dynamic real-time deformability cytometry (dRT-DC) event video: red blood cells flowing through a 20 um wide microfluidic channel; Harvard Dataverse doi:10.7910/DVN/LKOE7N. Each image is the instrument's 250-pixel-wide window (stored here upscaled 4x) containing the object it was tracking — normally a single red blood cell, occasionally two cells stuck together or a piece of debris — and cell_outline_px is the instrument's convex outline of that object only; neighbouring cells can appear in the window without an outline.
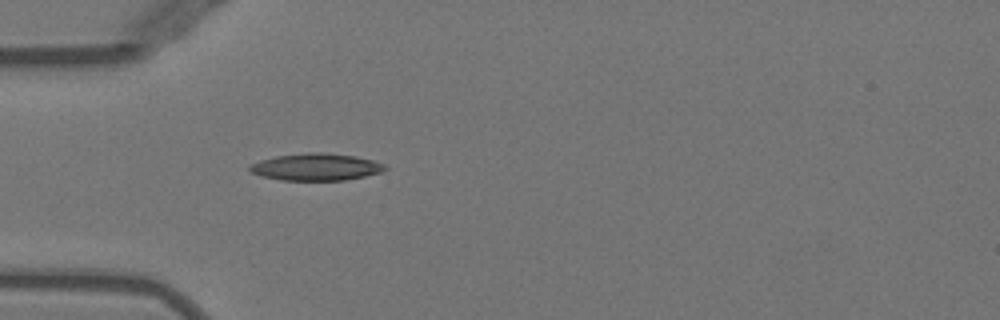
{"species": "Egyptian fruit bat (a non-hibernating species)", "species_latin": "Rousettus aegyptiacus", "temperature_condition": "warm", "stored_images_in_passage": 41, "camera_frame_rate_fps": 3000, "um_per_image_px": 0.085, "animal": {"sex": "female"}, "frame": {"image": 1, "passage_image": 6, "time_ms": 1.667, "image_size_px": [1000, 320], "cell_outline_px": [[388, 168], [384, 172], [344, 180], [280, 180], [264, 176], [252, 172], [248, 168], [248, 164], [260, 160], [276, 156], [308, 152], [320, 152], [356, 156], [372, 160], [384, 164]], "centroid_in_image_um": [26.88, 14.19], "position_along_channel_um": 58.1, "area_um2": 21.33}}
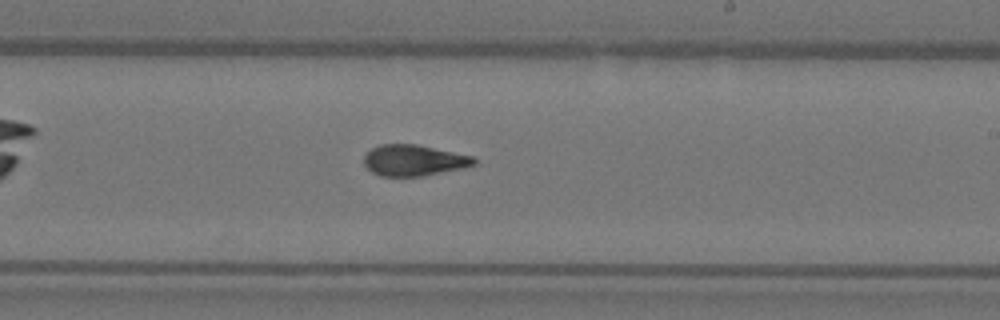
{"frame": {"image": 2, "passage_image": 21, "time_ms": 6.667, "image_size_px": [1000, 320], "cell_outline_px": [[476, 164], [460, 168], [420, 176], [380, 176], [372, 172], [364, 164], [364, 156], [372, 148], [380, 144], [416, 144], [472, 156], [476, 160]], "centroid_in_image_um": [35.13, 13.62], "position_along_channel_um": 253.9, "area_um2": 19.59}}
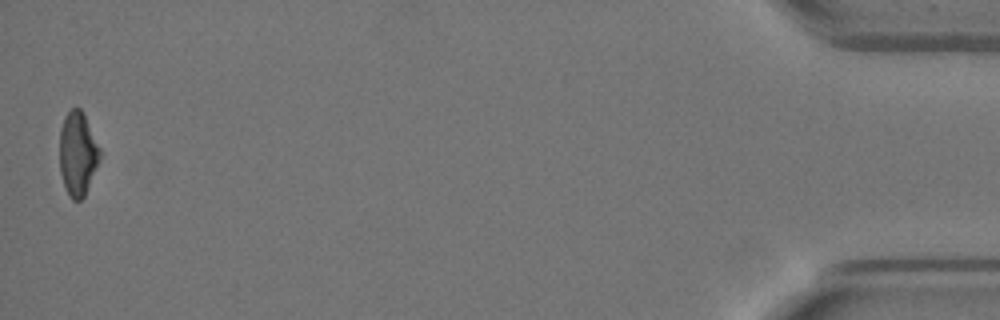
{"frame": {"image": 3, "passage_image": 41, "time_ms": 13.333, "image_size_px": [1000, 320], "cell_outline_px": [[100, 160], [84, 196], [80, 200], [72, 200], [64, 184], [60, 172], [60, 128], [64, 116], [72, 108], [80, 108], [100, 148]], "centroid_in_image_um": [6.6, 13.06], "position_along_channel_um": 428.6, "area_um2": 19.36}, "authors_computed_cell_mechanics": {"area_um2": 20.3456, "velocity_mm_per_s": 3.998, "shape_relaxation_time_tau1_ms": 9.4687, "shape_relaxation_time_tau2_ms": 1.5494, "deformation_change_tau1": 0.2751, "deformation_change_tau2": 0.0875}}